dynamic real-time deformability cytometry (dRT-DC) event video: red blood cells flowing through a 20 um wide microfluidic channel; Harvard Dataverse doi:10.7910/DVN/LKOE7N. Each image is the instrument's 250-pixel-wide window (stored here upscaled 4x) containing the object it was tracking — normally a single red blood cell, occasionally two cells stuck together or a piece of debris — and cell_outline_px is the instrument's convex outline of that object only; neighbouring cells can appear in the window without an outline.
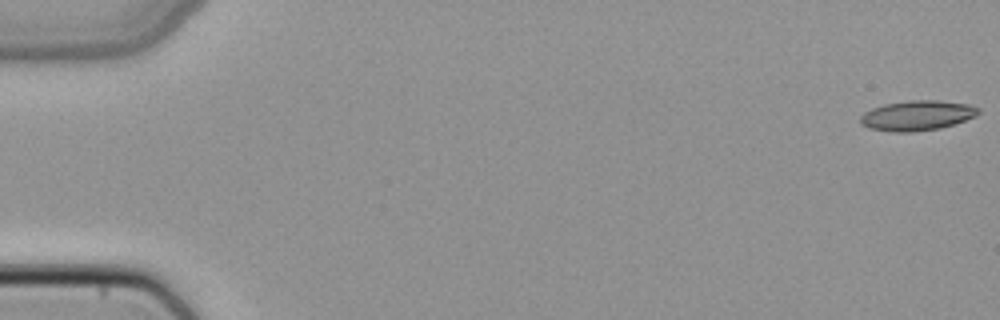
{"species": "common noctule bat (a hibernating species)", "species_latin": "Nyctalus noctula", "temperature_condition": "cold", "stored_images_in_passage": 50, "camera_frame_rate_fps": 3000, "um_per_image_px": 0.085, "animal": {"sex": "female", "body_mass_g": 22.7, "forearm_length_mm": 54.2}, "frame": {"image": 1, "passage_image": 1, "time_ms": 0.0, "image_size_px": [1000, 320], "cell_outline_px": [[980, 112], [976, 116], [940, 128], [912, 132], [892, 132], [868, 128], [860, 124], [860, 116], [864, 112], [872, 108], [884, 104], [908, 100], [936, 100], [968, 104], [980, 108]], "centroid_in_image_um": [77.92, 9.82], "position_along_channel_um": 7.1, "area_um2": 20.69}}
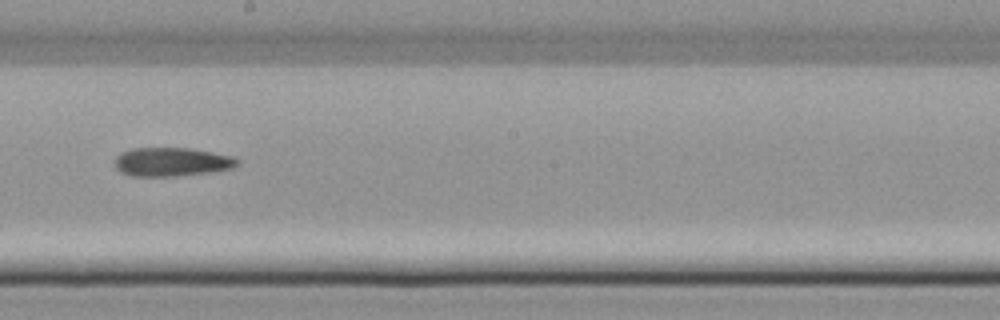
{"frame": {"image": 2, "passage_image": 29, "time_ms": 9.333, "image_size_px": [1000, 320], "cell_outline_px": [[240, 164], [232, 168], [208, 172], [172, 176], [132, 176], [120, 172], [116, 168], [116, 156], [120, 152], [132, 148], [192, 148], [232, 156], [240, 160]], "centroid_in_image_um": [14.59, 13.75], "position_along_channel_um": 233.6, "area_um2": 20.52}}
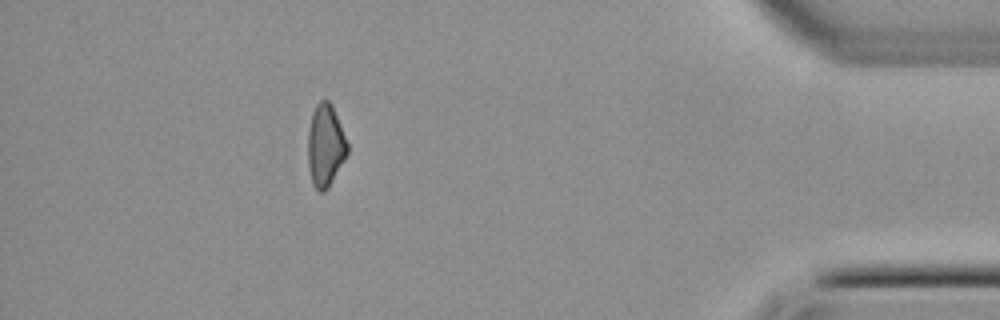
{"frame": {"image": 3, "passage_image": 45, "time_ms": 14.667, "image_size_px": [1000, 320], "cell_outline_px": [[348, 152], [344, 160], [328, 188], [324, 192], [320, 192], [312, 184], [308, 164], [308, 132], [312, 112], [316, 104], [320, 100], [328, 100], [332, 104], [348, 144]], "centroid_in_image_um": [27.65, 12.36], "position_along_channel_um": 407.5, "area_um2": 18.9}}